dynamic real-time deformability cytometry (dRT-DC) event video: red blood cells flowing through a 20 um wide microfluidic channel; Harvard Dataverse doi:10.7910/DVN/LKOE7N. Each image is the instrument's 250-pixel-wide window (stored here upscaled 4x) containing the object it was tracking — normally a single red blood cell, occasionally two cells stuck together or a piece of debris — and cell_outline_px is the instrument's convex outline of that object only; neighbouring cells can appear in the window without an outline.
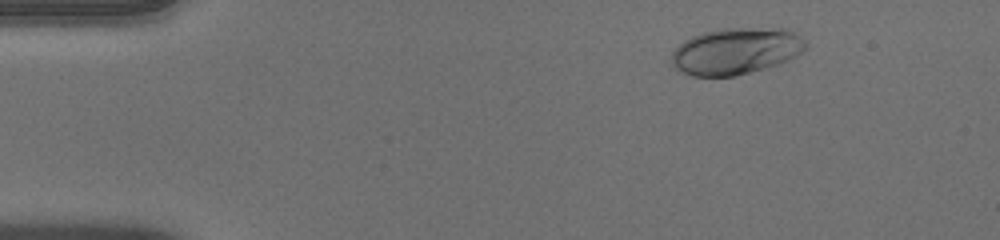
{"species": "human", "species_latin": "Homo sapiens", "temperature_condition": "warm", "stored_images_in_passage": 49, "camera_frame_rate_fps": 3000, "um_per_image_px": 0.085, "donor": {"sex": "male"}, "frame": {"image": 1, "passage_image": 5, "time_ms": 1.333, "image_size_px": [1000, 240], "cell_outline_px": [[808, 48], [796, 56], [788, 60], [776, 64], [736, 76], [692, 76], [680, 72], [672, 64], [672, 52], [684, 40], [692, 36], [704, 32], [720, 28], [784, 28], [792, 32], [808, 44]], "centroid_in_image_um": [62.54, 4.34], "position_along_channel_um": 22.5, "area_um2": 36.3}}
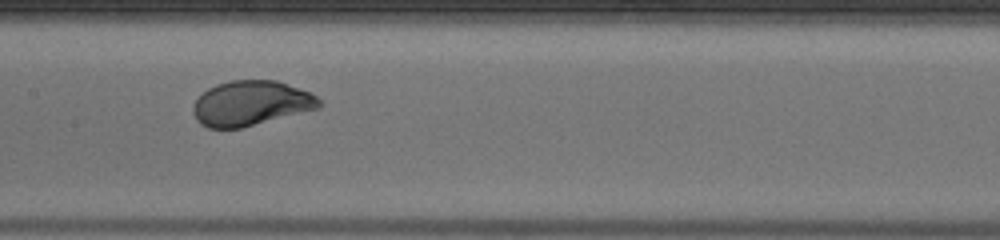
{"frame": {"image": 2, "passage_image": 24, "time_ms": 7.667, "image_size_px": [1000, 240], "cell_outline_px": [[320, 108], [240, 128], [208, 128], [200, 124], [196, 120], [192, 112], [192, 104], [208, 88], [216, 84], [232, 80], [276, 80], [312, 92], [320, 100]], "centroid_in_image_um": [21.32, 8.77], "position_along_channel_um": 186.1, "area_um2": 33.06}}
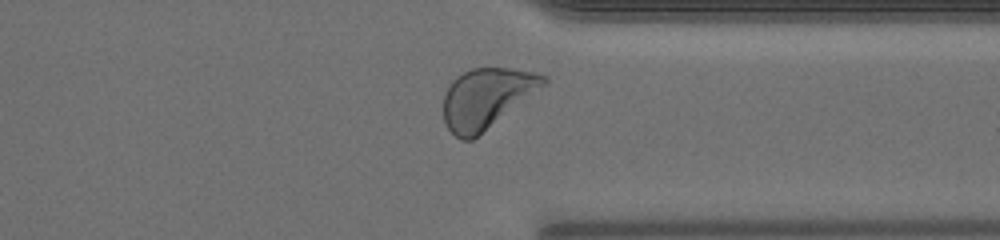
{"frame": {"image": 3, "passage_image": 38, "time_ms": 12.333, "image_size_px": [1000, 240], "cell_outline_px": [[548, 80], [544, 84], [472, 140], [460, 140], [448, 128], [444, 120], [444, 96], [452, 80], [456, 76], [472, 68], [508, 68], [532, 72], [548, 76]], "centroid_in_image_um": [41.3, 8.33], "position_along_channel_um": 370.1, "area_um2": 33.93}, "authors_computed_cell_mechanics": {"area_um2": 33.5818, "velocity_mm_per_s": 3.9585, "shape_relaxation_time_tau1_ms": 1.9819, "shape_relaxation_time_tau2_ms": null, "deformation_change_tau1": 0.1494, "deformation_change_tau2": null}}